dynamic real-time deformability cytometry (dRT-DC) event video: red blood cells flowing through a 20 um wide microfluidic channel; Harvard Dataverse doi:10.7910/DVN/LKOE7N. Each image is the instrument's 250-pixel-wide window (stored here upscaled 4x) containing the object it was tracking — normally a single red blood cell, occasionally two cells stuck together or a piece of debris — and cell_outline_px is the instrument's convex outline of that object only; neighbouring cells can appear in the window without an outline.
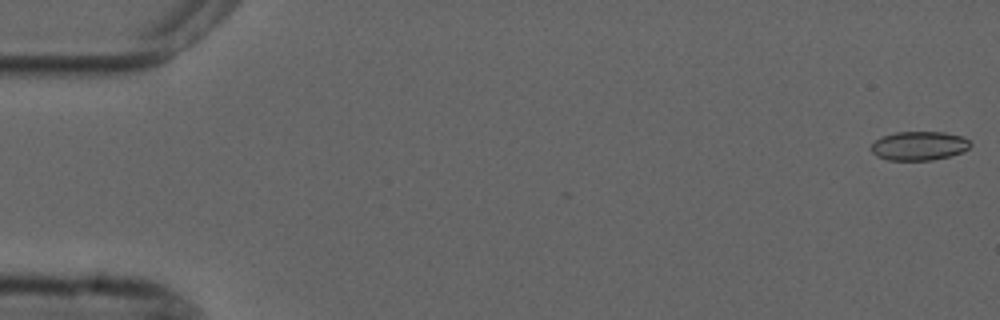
{"species": "common noctule bat (a hibernating species)", "species_latin": "Nyctalus noctula", "temperature_condition": "cold", "stored_images_in_passage": 5, "camera_frame_rate_fps": 3000, "um_per_image_px": 0.085, "animal": {"sex": "male", "forearm_length_mm": 52.5}, "frame": {"image": 1, "passage_image": 1, "time_ms": 0.0, "image_size_px": [1000, 320], "cell_outline_px": [[972, 144], [964, 152], [932, 160], [888, 160], [876, 156], [868, 148], [880, 136], [896, 132], [944, 132], [964, 136]], "centroid_in_image_um": [78.1, 12.39], "position_along_channel_um": 6.9, "area_um2": 16.94}}
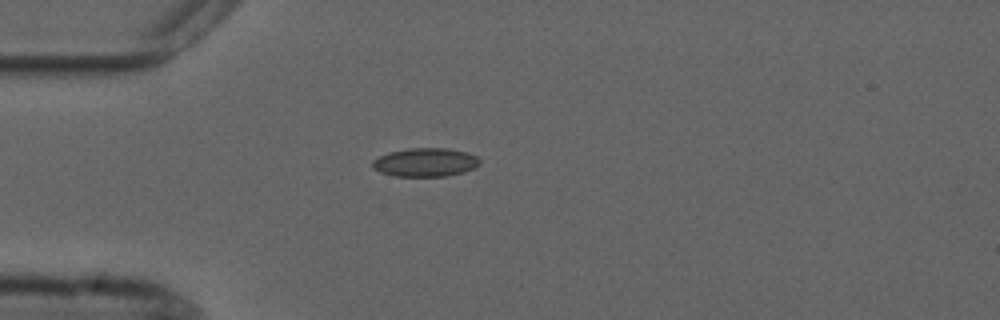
{"frame": {"image": 2, "passage_image": 5, "time_ms": 4.667, "image_size_px": [1000, 320], "cell_outline_px": [[480, 164], [464, 172], [444, 176], [392, 176], [380, 172], [372, 168], [372, 160], [388, 152], [408, 148], [448, 148], [468, 152], [476, 156], [480, 160]], "centroid_in_image_um": [36.13, 13.79], "position_along_channel_um": 48.9, "area_um2": 17.98}}